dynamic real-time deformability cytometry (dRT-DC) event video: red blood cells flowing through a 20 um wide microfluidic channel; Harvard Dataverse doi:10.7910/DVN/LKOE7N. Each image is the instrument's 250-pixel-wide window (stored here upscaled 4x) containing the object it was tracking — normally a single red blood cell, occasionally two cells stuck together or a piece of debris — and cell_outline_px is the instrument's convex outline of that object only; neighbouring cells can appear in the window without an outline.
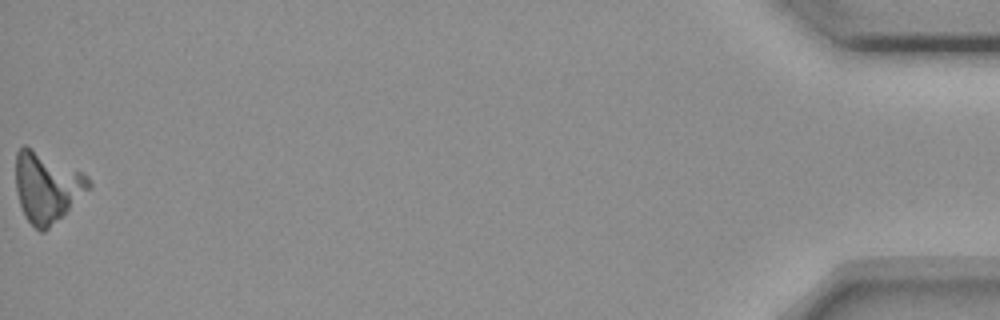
{"species": "common noctule bat (a hibernating species)", "species_latin": "Nyctalus noctula", "temperature_condition": "room temperature", "stored_images_in_passage": 41, "camera_frame_rate_fps": 3000, "um_per_image_px": 0.085, "animal": {"sex": "female", "body_mass_g": 18.4}, "frame": {"image": 1, "passage_image": 41, "time_ms": 13.333, "image_size_px": [1000, 320], "cell_outline_px": [[92, 188], [44, 232], [40, 232], [24, 216], [16, 192], [16, 152], [24, 144], [84, 172], [88, 176], [92, 184]], "centroid_in_image_um": [4.0, 15.88], "position_along_channel_um": 431.2, "area_um2": 29.94}}